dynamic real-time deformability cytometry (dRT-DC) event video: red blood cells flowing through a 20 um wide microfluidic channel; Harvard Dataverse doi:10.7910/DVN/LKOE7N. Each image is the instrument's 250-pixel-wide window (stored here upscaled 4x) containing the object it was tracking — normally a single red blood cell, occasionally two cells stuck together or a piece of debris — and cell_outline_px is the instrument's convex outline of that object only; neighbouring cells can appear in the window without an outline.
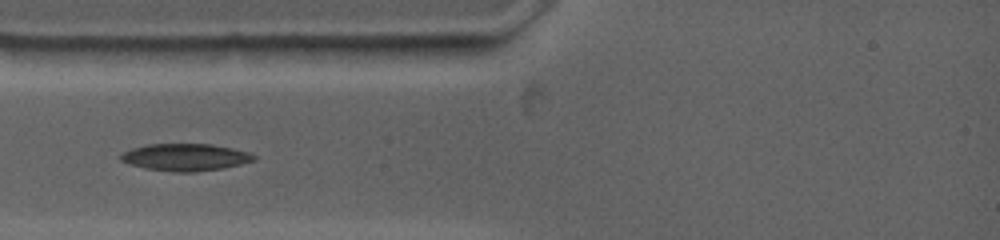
{"species": "common noctule bat (a hibernating species)", "species_latin": "Nyctalus noctula", "temperature_condition": "warm", "stored_images_in_passage": 47, "camera_frame_rate_fps": 4500, "um_per_image_px": 0.085, "animal": {"sex": "female", "body_mass_g": 19.0, "forearm_length_mm": 53.3}, "frame": {"image": 1, "passage_image": 1, "time_ms": 0.0, "image_size_px": [1000, 240], "cell_outline_px": [[256, 160], [224, 168], [192, 172], [176, 172], [148, 168], [132, 164], [120, 160], [120, 156], [124, 152], [132, 148], [148, 144], [212, 144], [232, 148], [248, 152], [256, 156]], "centroid_in_image_um": [15.8, 13.35], "position_along_channel_um": 69.2, "area_um2": 20.81}}
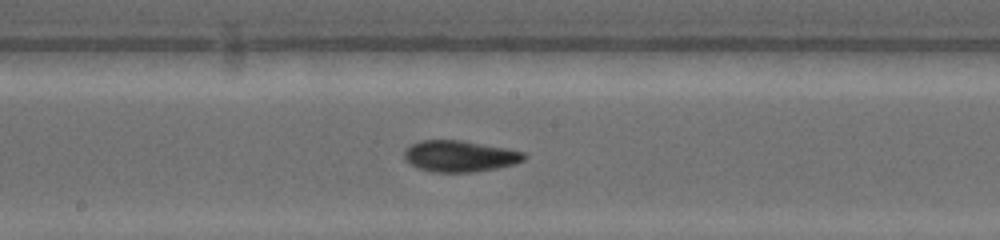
{"frame": {"image": 2, "passage_image": 14, "time_ms": 3.778, "image_size_px": [1000, 240], "cell_outline_px": [[528, 156], [524, 160], [516, 164], [496, 168], [472, 172], [436, 172], [416, 168], [404, 160], [404, 148], [420, 140], [464, 140], [508, 148], [524, 152]], "centroid_in_image_um": [39.08, 13.26], "position_along_channel_um": 209.1, "area_um2": 22.2}}
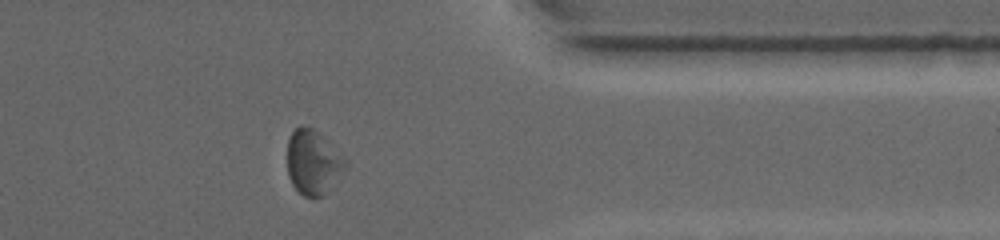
{"frame": {"image": 3, "passage_image": 33, "time_ms": 8.889, "image_size_px": [1000, 240], "cell_outline_px": [[348, 168], [320, 196], [312, 200], [304, 196], [292, 184], [288, 176], [288, 140], [292, 132], [300, 124], [312, 128], [344, 156], [348, 160]], "centroid_in_image_um": [26.62, 13.8], "position_along_channel_um": 384.8, "area_um2": 21.73}}